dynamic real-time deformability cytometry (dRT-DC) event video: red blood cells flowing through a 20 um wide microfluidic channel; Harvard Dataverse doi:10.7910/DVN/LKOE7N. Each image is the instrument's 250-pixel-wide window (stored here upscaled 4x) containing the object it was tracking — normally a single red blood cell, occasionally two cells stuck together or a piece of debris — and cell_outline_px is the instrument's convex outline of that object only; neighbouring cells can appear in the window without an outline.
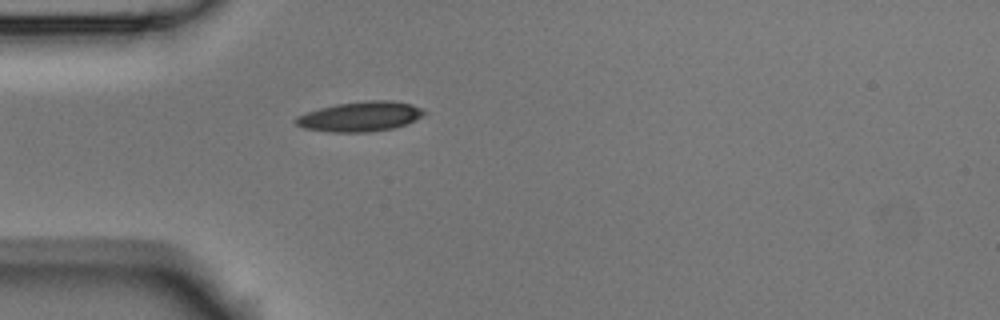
{"species": "Egyptian fruit bat (a non-hibernating species)", "species_latin": "Rousettus aegyptiacus", "temperature_condition": "room temperature", "stored_images_in_passage": 2, "camera_frame_rate_fps": 3000, "um_per_image_px": 0.085, "animal": {"sex": "male"}, "frame": {"image": 1, "passage_image": 2, "time_ms": 0.333, "image_size_px": [1000, 320], "cell_outline_px": [[424, 116], [416, 120], [392, 128], [368, 132], [328, 132], [304, 128], [296, 124], [292, 120], [296, 116], [320, 108], [336, 104], [368, 100], [388, 100], [412, 104], [420, 108], [424, 112]], "centroid_in_image_um": [30.59, 9.9], "position_along_channel_um": 54.4, "area_um2": 22.25}}